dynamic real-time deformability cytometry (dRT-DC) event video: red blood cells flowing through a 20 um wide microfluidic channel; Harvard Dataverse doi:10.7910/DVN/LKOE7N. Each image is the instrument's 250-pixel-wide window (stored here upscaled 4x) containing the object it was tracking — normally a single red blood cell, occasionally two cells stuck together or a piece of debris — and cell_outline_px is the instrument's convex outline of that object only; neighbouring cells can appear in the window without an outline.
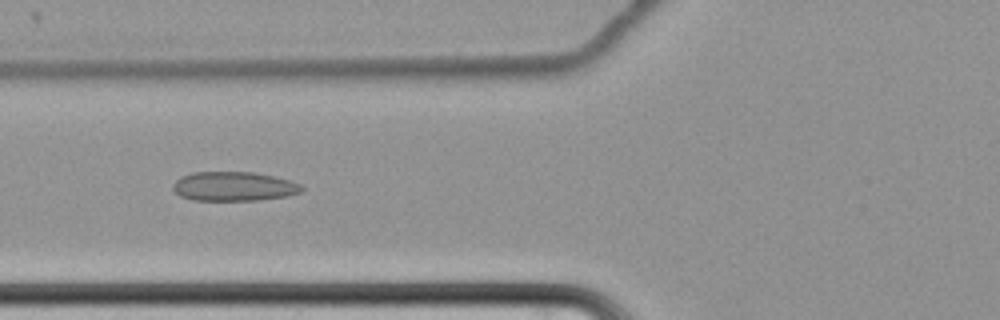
{"species": "common noctule bat (a hibernating species)", "species_latin": "Nyctalus noctula", "temperature_condition": "cold", "stored_images_in_passage": 40, "camera_frame_rate_fps": 3000, "um_per_image_px": 0.085, "animal": {"sex": "female", "body_mass_g": 22.7, "forearm_length_mm": 54.2}, "frame": {"image": 1, "passage_image": 4, "time_ms": 1.0, "image_size_px": [1000, 320], "cell_outline_px": [[304, 188], [300, 192], [288, 196], [260, 200], [192, 200], [180, 196], [172, 188], [172, 184], [180, 176], [192, 172], [256, 172], [276, 176], [300, 184]], "centroid_in_image_um": [19.87, 15.84], "position_along_channel_um": 105.9, "area_um2": 22.14}}
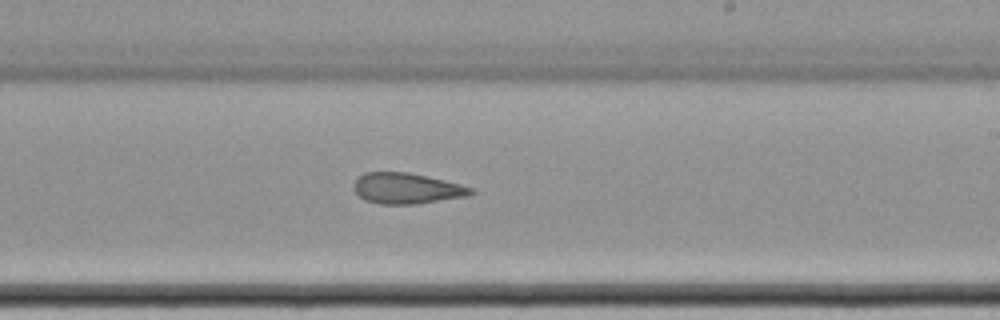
{"frame": {"image": 2, "passage_image": 17, "time_ms": 5.333, "image_size_px": [1000, 320], "cell_outline_px": [[476, 192], [468, 196], [416, 204], [380, 204], [364, 200], [356, 192], [356, 180], [364, 172], [408, 172], [444, 180], [476, 188]], "centroid_in_image_um": [34.64, 16.02], "position_along_channel_um": 254.4, "area_um2": 20.92}}
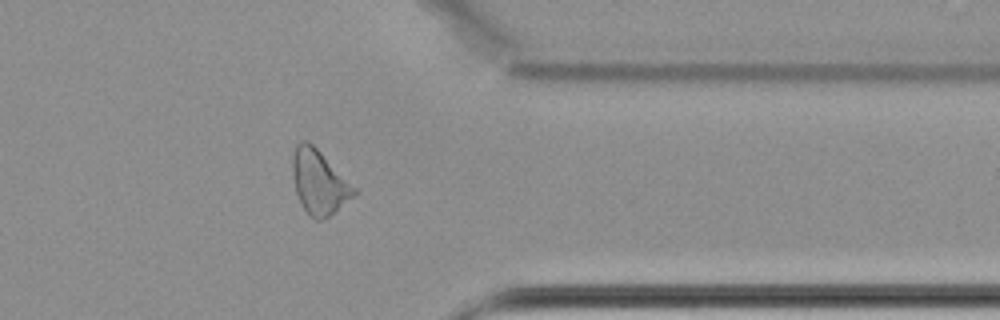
{"frame": {"image": 3, "passage_image": 29, "time_ms": 9.333, "image_size_px": [1000, 320], "cell_outline_px": [[356, 192], [352, 196], [324, 220], [316, 220], [308, 216], [300, 204], [296, 192], [292, 172], [292, 156], [296, 144], [300, 140], [308, 140], [356, 188]], "centroid_in_image_um": [27.06, 15.48], "position_along_channel_um": 384.3, "area_um2": 22.72}, "authors_computed_cell_mechanics": {"area_um2": 21.7906, "velocity_mm_per_s": 3.4318, "shape_relaxation_time_tau1_ms": null, "shape_relaxation_time_tau2_ms": 2.8874, "deformation_change_tau1": null, "deformation_change_tau2": 0.1007}}